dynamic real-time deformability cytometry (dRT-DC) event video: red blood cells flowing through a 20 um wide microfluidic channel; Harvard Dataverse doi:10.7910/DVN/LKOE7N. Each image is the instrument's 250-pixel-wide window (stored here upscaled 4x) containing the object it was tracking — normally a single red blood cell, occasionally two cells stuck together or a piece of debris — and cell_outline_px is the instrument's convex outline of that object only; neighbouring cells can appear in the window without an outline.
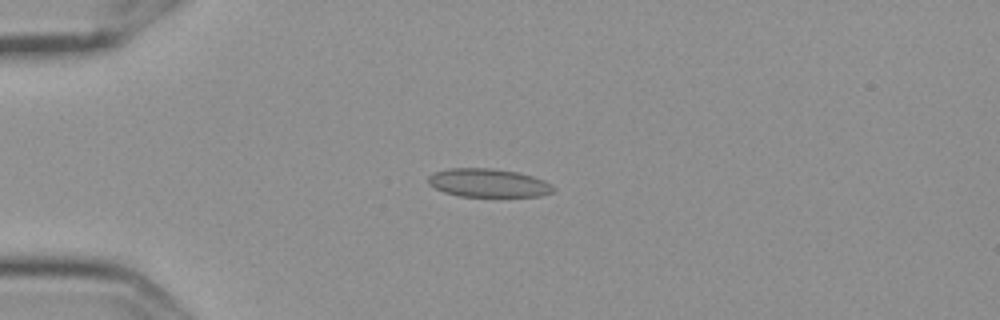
{"species": "Egyptian fruit bat (a non-hibernating species)", "species_latin": "Rousettus aegyptiacus", "temperature_condition": "cold", "stored_images_in_passage": 46, "camera_frame_rate_fps": 3000, "um_per_image_px": 0.085, "frame": {"image": 1, "passage_image": 4, "time_ms": 1.0, "image_size_px": [1000, 320], "cell_outline_px": [[556, 188], [552, 192], [540, 196], [460, 196], [444, 192], [428, 184], [428, 176], [432, 172], [452, 168], [488, 168], [516, 172], [532, 176], [544, 180]], "centroid_in_image_um": [41.48, 15.54], "position_along_channel_um": 43.5, "area_um2": 20.58}}
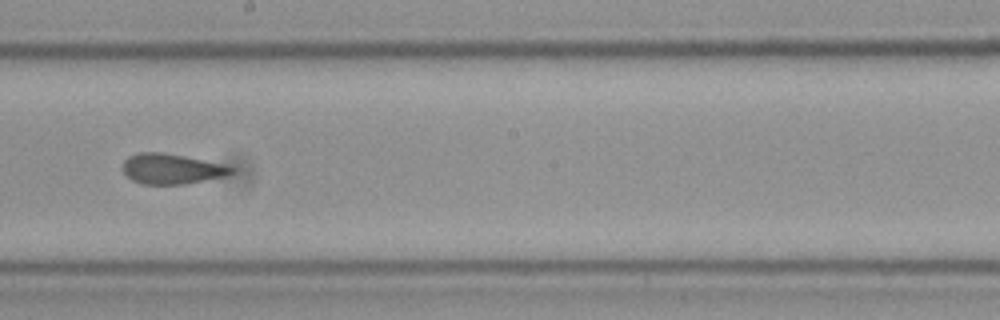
{"frame": {"image": 2, "passage_image": 22, "time_ms": 7.0, "image_size_px": [1000, 320], "cell_outline_px": [[236, 172], [224, 176], [184, 184], [140, 184], [132, 180], [124, 172], [124, 160], [128, 156], [140, 152], [164, 152], [184, 156], [220, 164], [236, 168]], "centroid_in_image_um": [14.58, 14.35], "position_along_channel_um": 233.6, "area_um2": 18.96}}
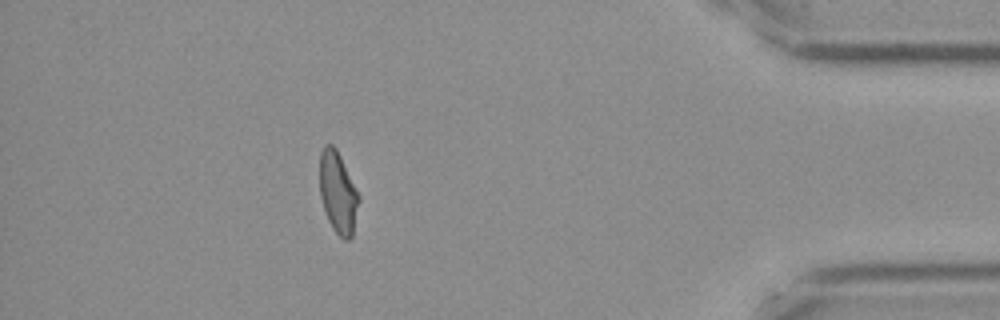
{"frame": {"image": 3, "passage_image": 40, "time_ms": 13.0, "image_size_px": [1000, 320], "cell_outline_px": [[360, 200], [352, 236], [348, 240], [344, 240], [332, 228], [328, 220], [320, 196], [320, 152], [324, 144], [332, 144], [336, 148], [360, 196]], "centroid_in_image_um": [28.73, 16.37], "position_along_channel_um": 406.5, "area_um2": 18.55}, "authors_computed_cell_mechanics": {"area_um2": 19.4208, "velocity_mm_per_s": 3.6163, "shape_relaxation_time_tau1_ms": null, "shape_relaxation_time_tau2_ms": 1.4794, "deformation_change_tau1": null, "deformation_change_tau2": 0.0544}}